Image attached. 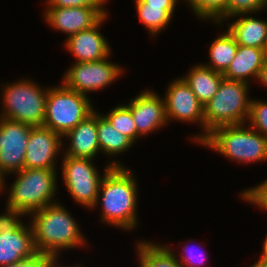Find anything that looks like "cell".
<instances>
[{
  "instance_id": "obj_38",
  "label": "cell",
  "mask_w": 267,
  "mask_h": 267,
  "mask_svg": "<svg viewBox=\"0 0 267 267\" xmlns=\"http://www.w3.org/2000/svg\"><path fill=\"white\" fill-rule=\"evenodd\" d=\"M264 267H267V259H264Z\"/></svg>"
},
{
  "instance_id": "obj_23",
  "label": "cell",
  "mask_w": 267,
  "mask_h": 267,
  "mask_svg": "<svg viewBox=\"0 0 267 267\" xmlns=\"http://www.w3.org/2000/svg\"><path fill=\"white\" fill-rule=\"evenodd\" d=\"M238 44L234 37L223 30L208 47V63H202L204 66L220 73H224L235 57Z\"/></svg>"
},
{
  "instance_id": "obj_26",
  "label": "cell",
  "mask_w": 267,
  "mask_h": 267,
  "mask_svg": "<svg viewBox=\"0 0 267 267\" xmlns=\"http://www.w3.org/2000/svg\"><path fill=\"white\" fill-rule=\"evenodd\" d=\"M193 241V239H189L188 242L185 240L183 242L180 241L179 245L180 247L182 246L180 251L182 252L178 251L177 253L175 251H177L179 247L173 249L172 245L169 246L170 244L165 243L164 245L172 252L177 261L183 267H207L208 261H210V259H208L210 255L206 254V249H203L200 243H198L199 245L196 244L195 246L193 244L189 245V243H194Z\"/></svg>"
},
{
  "instance_id": "obj_28",
  "label": "cell",
  "mask_w": 267,
  "mask_h": 267,
  "mask_svg": "<svg viewBox=\"0 0 267 267\" xmlns=\"http://www.w3.org/2000/svg\"><path fill=\"white\" fill-rule=\"evenodd\" d=\"M247 124L267 138V100L251 99Z\"/></svg>"
},
{
  "instance_id": "obj_4",
  "label": "cell",
  "mask_w": 267,
  "mask_h": 267,
  "mask_svg": "<svg viewBox=\"0 0 267 267\" xmlns=\"http://www.w3.org/2000/svg\"><path fill=\"white\" fill-rule=\"evenodd\" d=\"M199 146L238 165L267 162V138L247 123L216 127Z\"/></svg>"
},
{
  "instance_id": "obj_12",
  "label": "cell",
  "mask_w": 267,
  "mask_h": 267,
  "mask_svg": "<svg viewBox=\"0 0 267 267\" xmlns=\"http://www.w3.org/2000/svg\"><path fill=\"white\" fill-rule=\"evenodd\" d=\"M31 125L0 118V181L24 168Z\"/></svg>"
},
{
  "instance_id": "obj_7",
  "label": "cell",
  "mask_w": 267,
  "mask_h": 267,
  "mask_svg": "<svg viewBox=\"0 0 267 267\" xmlns=\"http://www.w3.org/2000/svg\"><path fill=\"white\" fill-rule=\"evenodd\" d=\"M60 84L48 88L43 126L63 137L95 109L91 97Z\"/></svg>"
},
{
  "instance_id": "obj_16",
  "label": "cell",
  "mask_w": 267,
  "mask_h": 267,
  "mask_svg": "<svg viewBox=\"0 0 267 267\" xmlns=\"http://www.w3.org/2000/svg\"><path fill=\"white\" fill-rule=\"evenodd\" d=\"M109 17L107 13L92 28L80 31L64 40L63 48L74 56V63L96 62L113 54L110 43L101 32L103 24Z\"/></svg>"
},
{
  "instance_id": "obj_15",
  "label": "cell",
  "mask_w": 267,
  "mask_h": 267,
  "mask_svg": "<svg viewBox=\"0 0 267 267\" xmlns=\"http://www.w3.org/2000/svg\"><path fill=\"white\" fill-rule=\"evenodd\" d=\"M106 7L44 8V22L70 37L96 25L109 10Z\"/></svg>"
},
{
  "instance_id": "obj_21",
  "label": "cell",
  "mask_w": 267,
  "mask_h": 267,
  "mask_svg": "<svg viewBox=\"0 0 267 267\" xmlns=\"http://www.w3.org/2000/svg\"><path fill=\"white\" fill-rule=\"evenodd\" d=\"M181 77L203 106L215 96L224 78L222 73L216 72L202 63L192 65L188 72Z\"/></svg>"
},
{
  "instance_id": "obj_27",
  "label": "cell",
  "mask_w": 267,
  "mask_h": 267,
  "mask_svg": "<svg viewBox=\"0 0 267 267\" xmlns=\"http://www.w3.org/2000/svg\"><path fill=\"white\" fill-rule=\"evenodd\" d=\"M109 113H102L118 132L129 137L135 144L142 137L137 133L131 110L123 103L114 106Z\"/></svg>"
},
{
  "instance_id": "obj_11",
  "label": "cell",
  "mask_w": 267,
  "mask_h": 267,
  "mask_svg": "<svg viewBox=\"0 0 267 267\" xmlns=\"http://www.w3.org/2000/svg\"><path fill=\"white\" fill-rule=\"evenodd\" d=\"M22 219L6 215L0 219V267L37 253L29 220L26 223Z\"/></svg>"
},
{
  "instance_id": "obj_39",
  "label": "cell",
  "mask_w": 267,
  "mask_h": 267,
  "mask_svg": "<svg viewBox=\"0 0 267 267\" xmlns=\"http://www.w3.org/2000/svg\"><path fill=\"white\" fill-rule=\"evenodd\" d=\"M3 216H4L3 212H2V213H0V219H1Z\"/></svg>"
},
{
  "instance_id": "obj_9",
  "label": "cell",
  "mask_w": 267,
  "mask_h": 267,
  "mask_svg": "<svg viewBox=\"0 0 267 267\" xmlns=\"http://www.w3.org/2000/svg\"><path fill=\"white\" fill-rule=\"evenodd\" d=\"M111 55L96 62L72 63L63 74L61 83L68 89L89 97V93L99 92L119 80L126 68L115 61ZM122 75V76H121Z\"/></svg>"
},
{
  "instance_id": "obj_20",
  "label": "cell",
  "mask_w": 267,
  "mask_h": 267,
  "mask_svg": "<svg viewBox=\"0 0 267 267\" xmlns=\"http://www.w3.org/2000/svg\"><path fill=\"white\" fill-rule=\"evenodd\" d=\"M266 57L265 49L238 45L235 57L223 76L229 80L253 84L254 80H257Z\"/></svg>"
},
{
  "instance_id": "obj_18",
  "label": "cell",
  "mask_w": 267,
  "mask_h": 267,
  "mask_svg": "<svg viewBox=\"0 0 267 267\" xmlns=\"http://www.w3.org/2000/svg\"><path fill=\"white\" fill-rule=\"evenodd\" d=\"M256 14L259 15L261 12L235 15L227 19L225 26H227L228 32L234 37L238 45L265 49L267 43V20L257 17Z\"/></svg>"
},
{
  "instance_id": "obj_10",
  "label": "cell",
  "mask_w": 267,
  "mask_h": 267,
  "mask_svg": "<svg viewBox=\"0 0 267 267\" xmlns=\"http://www.w3.org/2000/svg\"><path fill=\"white\" fill-rule=\"evenodd\" d=\"M175 78L168 83L163 97L168 124L172 121L198 124L200 132L189 140L199 145L205 139L204 107L184 79L181 76Z\"/></svg>"
},
{
  "instance_id": "obj_30",
  "label": "cell",
  "mask_w": 267,
  "mask_h": 267,
  "mask_svg": "<svg viewBox=\"0 0 267 267\" xmlns=\"http://www.w3.org/2000/svg\"><path fill=\"white\" fill-rule=\"evenodd\" d=\"M239 198L250 205L255 206L259 210L267 211V178L262 182L257 183L253 187L241 190L238 194Z\"/></svg>"
},
{
  "instance_id": "obj_25",
  "label": "cell",
  "mask_w": 267,
  "mask_h": 267,
  "mask_svg": "<svg viewBox=\"0 0 267 267\" xmlns=\"http://www.w3.org/2000/svg\"><path fill=\"white\" fill-rule=\"evenodd\" d=\"M186 2V3H184ZM228 0H183L185 7L196 16L198 20H203L213 24L215 23L216 28L220 26L223 28L225 24V10Z\"/></svg>"
},
{
  "instance_id": "obj_35",
  "label": "cell",
  "mask_w": 267,
  "mask_h": 267,
  "mask_svg": "<svg viewBox=\"0 0 267 267\" xmlns=\"http://www.w3.org/2000/svg\"><path fill=\"white\" fill-rule=\"evenodd\" d=\"M61 261H62V259H57L55 261L53 267H86V266H84L82 264H79V263L77 264V262L75 264H73V266L72 265H68V264L64 266V264Z\"/></svg>"
},
{
  "instance_id": "obj_32",
  "label": "cell",
  "mask_w": 267,
  "mask_h": 267,
  "mask_svg": "<svg viewBox=\"0 0 267 267\" xmlns=\"http://www.w3.org/2000/svg\"><path fill=\"white\" fill-rule=\"evenodd\" d=\"M57 259L53 255L37 252L31 257L2 267H53Z\"/></svg>"
},
{
  "instance_id": "obj_36",
  "label": "cell",
  "mask_w": 267,
  "mask_h": 267,
  "mask_svg": "<svg viewBox=\"0 0 267 267\" xmlns=\"http://www.w3.org/2000/svg\"><path fill=\"white\" fill-rule=\"evenodd\" d=\"M259 259H267V234L263 240L262 250Z\"/></svg>"
},
{
  "instance_id": "obj_13",
  "label": "cell",
  "mask_w": 267,
  "mask_h": 267,
  "mask_svg": "<svg viewBox=\"0 0 267 267\" xmlns=\"http://www.w3.org/2000/svg\"><path fill=\"white\" fill-rule=\"evenodd\" d=\"M62 136L45 126L32 127L26 145L24 168L57 170L59 155H63Z\"/></svg>"
},
{
  "instance_id": "obj_37",
  "label": "cell",
  "mask_w": 267,
  "mask_h": 267,
  "mask_svg": "<svg viewBox=\"0 0 267 267\" xmlns=\"http://www.w3.org/2000/svg\"><path fill=\"white\" fill-rule=\"evenodd\" d=\"M249 267H264V259H257L253 264H251Z\"/></svg>"
},
{
  "instance_id": "obj_14",
  "label": "cell",
  "mask_w": 267,
  "mask_h": 267,
  "mask_svg": "<svg viewBox=\"0 0 267 267\" xmlns=\"http://www.w3.org/2000/svg\"><path fill=\"white\" fill-rule=\"evenodd\" d=\"M134 96L125 105L131 110L137 133L141 137H148L168 127L164 99L159 93L146 88Z\"/></svg>"
},
{
  "instance_id": "obj_3",
  "label": "cell",
  "mask_w": 267,
  "mask_h": 267,
  "mask_svg": "<svg viewBox=\"0 0 267 267\" xmlns=\"http://www.w3.org/2000/svg\"><path fill=\"white\" fill-rule=\"evenodd\" d=\"M58 173V170L23 168L10 174V177L15 175V178L8 186L6 180L0 181V194L7 192L8 195L3 214L25 217L26 220L38 209L58 202Z\"/></svg>"
},
{
  "instance_id": "obj_24",
  "label": "cell",
  "mask_w": 267,
  "mask_h": 267,
  "mask_svg": "<svg viewBox=\"0 0 267 267\" xmlns=\"http://www.w3.org/2000/svg\"><path fill=\"white\" fill-rule=\"evenodd\" d=\"M135 9L140 23L143 24L150 37L156 38L172 22L175 9H162V7L148 6L146 3H135Z\"/></svg>"
},
{
  "instance_id": "obj_33",
  "label": "cell",
  "mask_w": 267,
  "mask_h": 267,
  "mask_svg": "<svg viewBox=\"0 0 267 267\" xmlns=\"http://www.w3.org/2000/svg\"><path fill=\"white\" fill-rule=\"evenodd\" d=\"M135 3H146L148 6L162 7V9H176L183 0H134Z\"/></svg>"
},
{
  "instance_id": "obj_6",
  "label": "cell",
  "mask_w": 267,
  "mask_h": 267,
  "mask_svg": "<svg viewBox=\"0 0 267 267\" xmlns=\"http://www.w3.org/2000/svg\"><path fill=\"white\" fill-rule=\"evenodd\" d=\"M251 84L223 78L215 96L204 105L205 138L222 125L247 123L250 113Z\"/></svg>"
},
{
  "instance_id": "obj_8",
  "label": "cell",
  "mask_w": 267,
  "mask_h": 267,
  "mask_svg": "<svg viewBox=\"0 0 267 267\" xmlns=\"http://www.w3.org/2000/svg\"><path fill=\"white\" fill-rule=\"evenodd\" d=\"M61 158L59 166H61L62 181L68 193L75 204H79L85 210L86 208L91 210L96 203L100 183L111 166L106 164L102 174L92 159L68 155H62Z\"/></svg>"
},
{
  "instance_id": "obj_1",
  "label": "cell",
  "mask_w": 267,
  "mask_h": 267,
  "mask_svg": "<svg viewBox=\"0 0 267 267\" xmlns=\"http://www.w3.org/2000/svg\"><path fill=\"white\" fill-rule=\"evenodd\" d=\"M134 173L128 166L111 167L105 173L96 203L91 209L100 207L99 223L129 233L138 229L139 184Z\"/></svg>"
},
{
  "instance_id": "obj_34",
  "label": "cell",
  "mask_w": 267,
  "mask_h": 267,
  "mask_svg": "<svg viewBox=\"0 0 267 267\" xmlns=\"http://www.w3.org/2000/svg\"><path fill=\"white\" fill-rule=\"evenodd\" d=\"M257 83L267 88V57L264 60L263 66L260 69L259 75L257 77Z\"/></svg>"
},
{
  "instance_id": "obj_17",
  "label": "cell",
  "mask_w": 267,
  "mask_h": 267,
  "mask_svg": "<svg viewBox=\"0 0 267 267\" xmlns=\"http://www.w3.org/2000/svg\"><path fill=\"white\" fill-rule=\"evenodd\" d=\"M62 139L63 155L96 160L98 154H101L97 135V108Z\"/></svg>"
},
{
  "instance_id": "obj_19",
  "label": "cell",
  "mask_w": 267,
  "mask_h": 267,
  "mask_svg": "<svg viewBox=\"0 0 267 267\" xmlns=\"http://www.w3.org/2000/svg\"><path fill=\"white\" fill-rule=\"evenodd\" d=\"M97 135L99 141V147L101 155H107L105 164L110 165L111 167H125L124 162H120L118 157L119 155H124L125 152H129V149L132 148L135 143L126 135L118 132L109 120L97 110ZM117 157V159H116Z\"/></svg>"
},
{
  "instance_id": "obj_2",
  "label": "cell",
  "mask_w": 267,
  "mask_h": 267,
  "mask_svg": "<svg viewBox=\"0 0 267 267\" xmlns=\"http://www.w3.org/2000/svg\"><path fill=\"white\" fill-rule=\"evenodd\" d=\"M60 202L38 209L27 217L37 252L50 254L58 259L63 250L69 252L89 247L88 238L81 232L77 220Z\"/></svg>"
},
{
  "instance_id": "obj_40",
  "label": "cell",
  "mask_w": 267,
  "mask_h": 267,
  "mask_svg": "<svg viewBox=\"0 0 267 267\" xmlns=\"http://www.w3.org/2000/svg\"><path fill=\"white\" fill-rule=\"evenodd\" d=\"M265 51H266V56H267V43H266V48H265Z\"/></svg>"
},
{
  "instance_id": "obj_5",
  "label": "cell",
  "mask_w": 267,
  "mask_h": 267,
  "mask_svg": "<svg viewBox=\"0 0 267 267\" xmlns=\"http://www.w3.org/2000/svg\"><path fill=\"white\" fill-rule=\"evenodd\" d=\"M23 77L0 85V118L32 127L43 126L49 86H41L35 79H31L33 77Z\"/></svg>"
},
{
  "instance_id": "obj_31",
  "label": "cell",
  "mask_w": 267,
  "mask_h": 267,
  "mask_svg": "<svg viewBox=\"0 0 267 267\" xmlns=\"http://www.w3.org/2000/svg\"><path fill=\"white\" fill-rule=\"evenodd\" d=\"M45 8L105 7L109 0H44Z\"/></svg>"
},
{
  "instance_id": "obj_29",
  "label": "cell",
  "mask_w": 267,
  "mask_h": 267,
  "mask_svg": "<svg viewBox=\"0 0 267 267\" xmlns=\"http://www.w3.org/2000/svg\"><path fill=\"white\" fill-rule=\"evenodd\" d=\"M267 9V0H228L225 10V21L235 15L258 13Z\"/></svg>"
},
{
  "instance_id": "obj_22",
  "label": "cell",
  "mask_w": 267,
  "mask_h": 267,
  "mask_svg": "<svg viewBox=\"0 0 267 267\" xmlns=\"http://www.w3.org/2000/svg\"><path fill=\"white\" fill-rule=\"evenodd\" d=\"M134 245L139 267H183L164 243L142 238Z\"/></svg>"
}]
</instances>
